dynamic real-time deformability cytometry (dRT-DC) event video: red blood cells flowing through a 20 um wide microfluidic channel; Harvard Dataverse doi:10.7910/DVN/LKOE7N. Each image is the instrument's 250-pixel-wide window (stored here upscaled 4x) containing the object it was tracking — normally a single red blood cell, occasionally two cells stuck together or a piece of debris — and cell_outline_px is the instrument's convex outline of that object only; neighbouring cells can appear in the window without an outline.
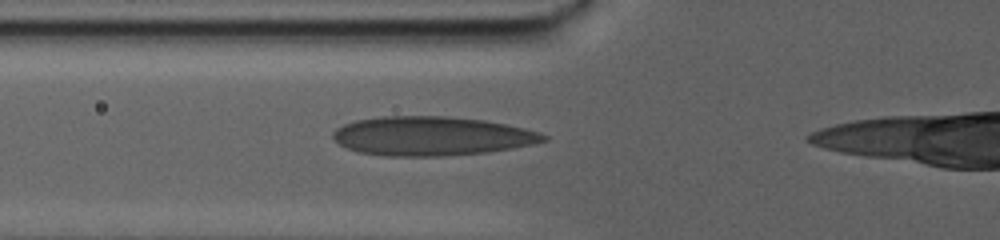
{"species": "human", "species_latin": "Homo sapiens", "temperature_condition": "warm", "stored_images_in_passage": 54, "camera_frame_rate_fps": 3000, "um_per_image_px": 0.085, "donor": {"sex": "male"}, "frame": {"image": 1, "passage_image": 19, "time_ms": 6.0, "image_size_px": [1000, 240], "cell_outline_px": [[548, 140], [532, 144], [512, 148], [488, 152], [444, 156], [384, 156], [356, 152], [332, 140], [332, 132], [336, 128], [344, 124], [356, 120], [380, 116], [448, 116], [484, 120], [524, 128], [540, 132], [548, 136]], "centroid_in_image_um": [36.66, 11.57], "position_along_channel_um": 89.1, "area_um2": 48.21}}
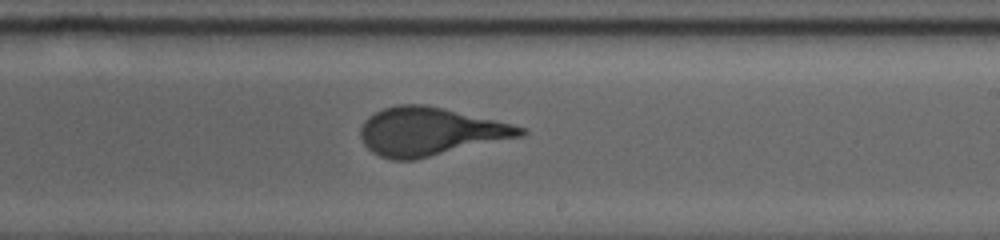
{"frame": {"image": 2, "passage_image": 32, "time_ms": 10.333, "image_size_px": [1000, 240], "cell_outline_px": [[528, 132], [524, 136], [416, 160], [392, 160], [380, 156], [372, 152], [364, 144], [360, 136], [360, 128], [364, 120], [368, 116], [384, 108], [396, 104], [424, 104], [444, 108], [496, 120], [528, 128]], "centroid_in_image_um": [36.58, 11.19], "position_along_channel_um": 252.4, "area_um2": 45.32}}
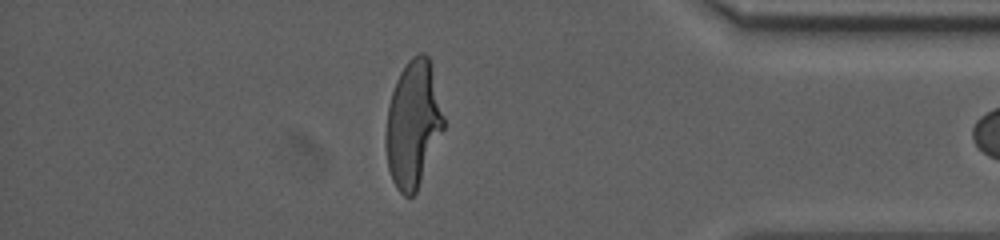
{"frame": {"image": 3, "passage_image": 52, "time_ms": 17.0, "image_size_px": [1000, 240], "cell_outline_px": [[444, 128], [416, 192], [412, 196], [404, 196], [396, 188], [392, 180], [388, 168], [384, 144], [384, 136], [388, 104], [396, 80], [400, 72], [408, 60], [412, 56], [420, 52], [424, 52], [428, 56], [432, 64], [444, 116]], "centroid_in_image_um": [35.09, 10.52], "position_along_channel_um": 400.1, "area_um2": 43.06}}